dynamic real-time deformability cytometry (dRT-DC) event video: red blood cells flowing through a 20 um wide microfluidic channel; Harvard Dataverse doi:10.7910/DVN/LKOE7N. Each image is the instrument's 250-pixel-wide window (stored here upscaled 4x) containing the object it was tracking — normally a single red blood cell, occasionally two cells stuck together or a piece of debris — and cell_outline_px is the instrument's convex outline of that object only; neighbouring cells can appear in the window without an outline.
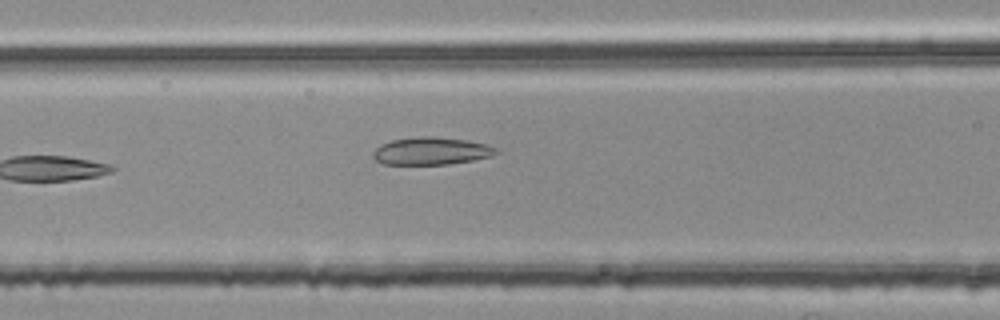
{"species": "common noctule bat (a hibernating species)", "species_latin": "Nyctalus noctula", "temperature_condition": "room temperature", "stored_images_in_passage": 4, "camera_frame_rate_fps": 3000, "um_per_image_px": 0.085, "animal": {"sex": "female", "body_mass_g": 25.1}, "frame": {"image": 1, "passage_image": 4, "time_ms": 1.0, "image_size_px": [1000, 320], "cell_outline_px": [[500, 152], [492, 156], [472, 160], [448, 164], [384, 164], [376, 160], [372, 156], [372, 152], [380, 144], [392, 140], [420, 136], [432, 136], [468, 140], [488, 144], [500, 148]], "centroid_in_image_um": [36.7, 12.83], "position_along_channel_um": 129.9, "area_um2": 19.94}}